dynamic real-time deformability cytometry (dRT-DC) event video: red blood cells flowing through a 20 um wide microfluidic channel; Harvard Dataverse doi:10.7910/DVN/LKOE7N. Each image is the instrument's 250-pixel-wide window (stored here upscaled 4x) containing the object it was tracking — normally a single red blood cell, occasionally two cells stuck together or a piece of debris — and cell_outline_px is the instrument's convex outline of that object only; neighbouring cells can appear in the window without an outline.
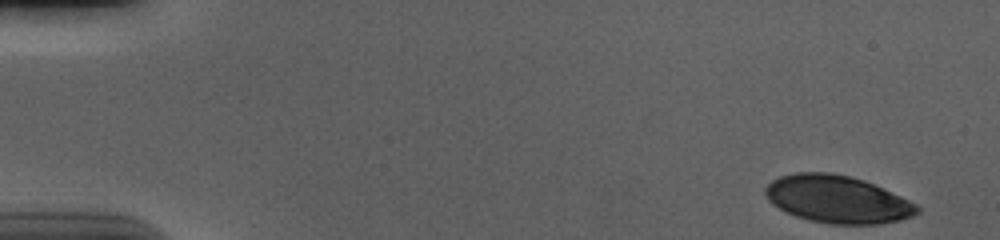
{"species": "human", "species_latin": "Homo sapiens", "temperature_condition": "cold", "stored_images_in_passage": 54, "camera_frame_rate_fps": 3000, "um_per_image_px": 0.085, "donor": {"sex": "male"}, "frame": {"image": 1, "passage_image": 1, "time_ms": 0.0, "image_size_px": [1000, 240], "cell_outline_px": [[920, 212], [912, 216], [900, 220], [880, 224], [828, 224], [808, 220], [796, 216], [772, 204], [768, 200], [764, 192], [764, 188], [772, 180], [780, 176], [796, 172], [832, 172], [864, 180], [900, 196], [916, 204], [920, 208]], "centroid_in_image_um": [71.16, 16.94], "position_along_channel_um": 13.8, "area_um2": 41.96}}
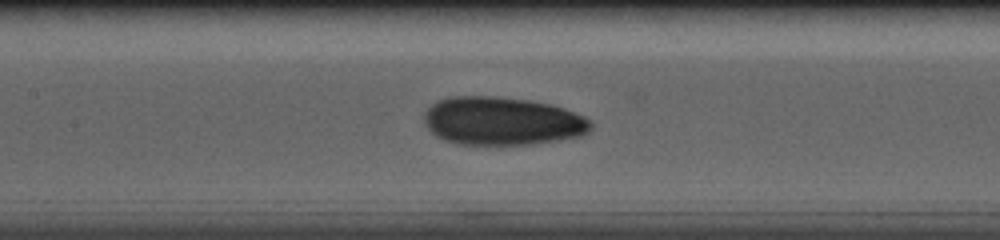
{"frame": {"image": 2, "passage_image": 25, "time_ms": 8.0, "image_size_px": [1000, 240], "cell_outline_px": [[592, 128], [588, 132], [580, 136], [528, 144], [456, 144], [444, 140], [436, 136], [424, 124], [424, 112], [436, 100], [452, 96], [496, 96], [528, 100], [552, 104], [564, 108], [584, 116], [592, 120]], "centroid_in_image_um": [42.67, 10.28], "position_along_channel_um": 164.7, "area_um2": 46.99}}
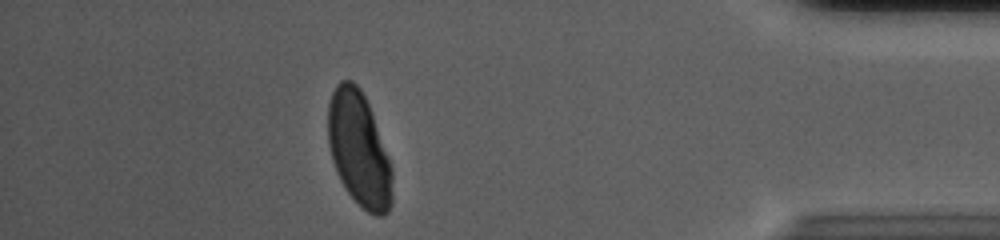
{"frame": {"image": 3, "passage_image": 48, "time_ms": 15.667, "image_size_px": [1000, 240], "cell_outline_px": [[392, 204], [388, 212], [384, 216], [376, 216], [368, 212], [344, 188], [336, 172], [332, 160], [328, 144], [328, 104], [332, 92], [336, 84], [340, 80], [352, 80], [360, 88], [372, 112], [392, 168]], "centroid_in_image_um": [30.51, 12.69], "position_along_channel_um": 404.7, "area_um2": 42.89}, "authors_computed_cell_mechanics": {"area_um2": 44.5638, "velocity_mm_per_s": 3.667, "shape_relaxation_time_tau1_ms": 5.8431, "shape_relaxation_time_tau2_ms": 2.449, "deformation_change_tau1": 0.159, "deformation_change_tau2": 0.0692}}